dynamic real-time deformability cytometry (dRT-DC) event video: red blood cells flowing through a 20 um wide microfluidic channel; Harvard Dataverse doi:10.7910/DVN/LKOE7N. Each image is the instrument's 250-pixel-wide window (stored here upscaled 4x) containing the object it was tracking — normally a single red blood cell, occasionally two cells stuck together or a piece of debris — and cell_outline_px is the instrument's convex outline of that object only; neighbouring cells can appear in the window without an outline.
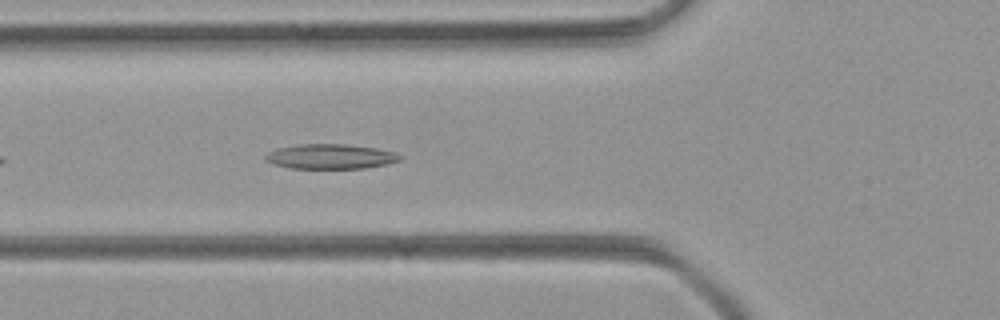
{"species": "common noctule bat (a hibernating species)", "species_latin": "Nyctalus noctula", "temperature_condition": "room temperature", "stored_images_in_passage": 9, "camera_frame_rate_fps": 3000, "um_per_image_px": 0.085, "animal": {"sex": "female", "body_mass_g": 21.9}, "frame": {"image": 1, "passage_image": 6, "time_ms": 1.667, "image_size_px": [1000, 320], "cell_outline_px": [[404, 156], [400, 160], [388, 164], [364, 168], [288, 168], [272, 164], [264, 160], [264, 156], [268, 152], [276, 148], [296, 144], [348, 144], [376, 148], [396, 152]], "centroid_in_image_um": [28.08, 13.3], "position_along_channel_um": 97.7, "area_um2": 19.77}}